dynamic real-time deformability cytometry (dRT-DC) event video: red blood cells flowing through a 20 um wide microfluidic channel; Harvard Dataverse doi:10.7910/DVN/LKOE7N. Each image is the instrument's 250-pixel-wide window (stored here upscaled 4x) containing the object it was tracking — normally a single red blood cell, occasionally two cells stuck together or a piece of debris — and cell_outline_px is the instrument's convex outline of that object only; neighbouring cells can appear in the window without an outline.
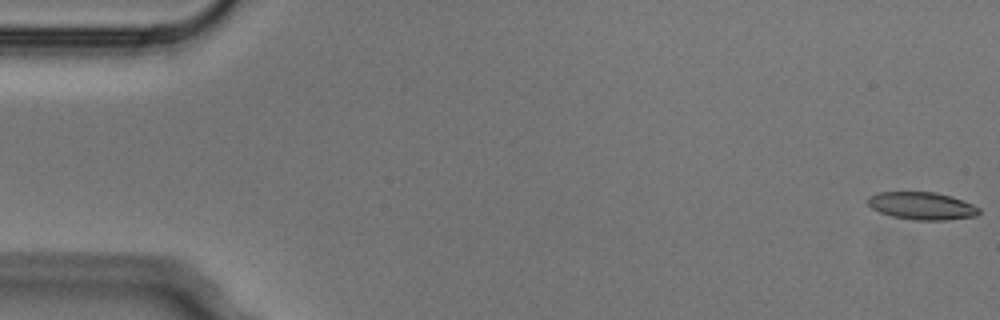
{"species": "Egyptian fruit bat (a non-hibernating species)", "species_latin": "Rousettus aegyptiacus", "temperature_condition": "cold", "stored_images_in_passage": 6, "camera_frame_rate_fps": 3000, "um_per_image_px": 0.085, "animal": {"sex": "male"}, "frame": {"image": 1, "passage_image": 1, "time_ms": 0.0, "image_size_px": [1000, 320], "cell_outline_px": [[980, 212], [976, 216], [944, 220], [912, 220], [892, 216], [880, 212], [872, 208], [868, 204], [868, 196], [880, 192], [936, 192], [952, 196], [972, 204], [980, 208]], "centroid_in_image_um": [78.37, 17.5], "position_along_channel_um": 6.6, "area_um2": 17.86}}